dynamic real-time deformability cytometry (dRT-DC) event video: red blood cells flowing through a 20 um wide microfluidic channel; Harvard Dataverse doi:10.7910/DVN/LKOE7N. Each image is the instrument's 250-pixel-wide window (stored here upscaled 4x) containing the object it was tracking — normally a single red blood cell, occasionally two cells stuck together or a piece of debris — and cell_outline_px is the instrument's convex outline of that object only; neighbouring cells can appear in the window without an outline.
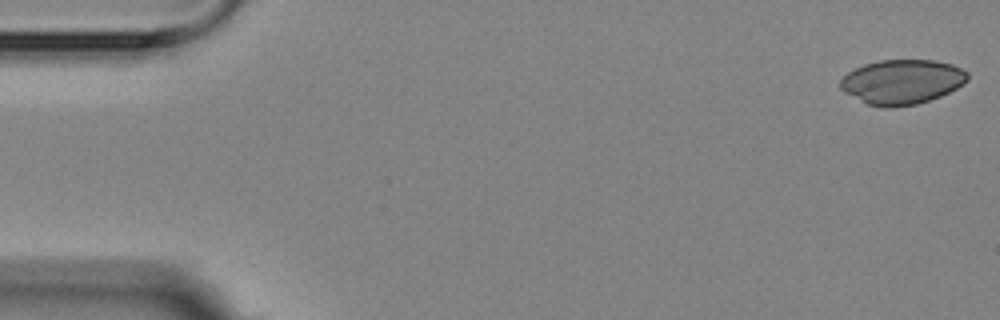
{"species": "Egyptian fruit bat (a non-hibernating species)", "species_latin": "Rousettus aegyptiacus", "temperature_condition": "room temperature", "stored_images_in_passage": 4, "camera_frame_rate_fps": 3000, "um_per_image_px": 0.085, "animal": {"sex": "female"}, "frame": {"image": 1, "passage_image": 1, "time_ms": 0.0, "image_size_px": [1000, 320], "cell_outline_px": [[968, 80], [964, 84], [940, 96], [916, 104], [892, 108], [884, 108], [868, 104], [844, 92], [840, 88], [840, 80], [848, 72], [864, 64], [880, 60], [932, 60], [952, 64], [968, 72]], "centroid_in_image_um": [76.67, 6.96], "position_along_channel_um": 8.3, "area_um2": 33.0}}
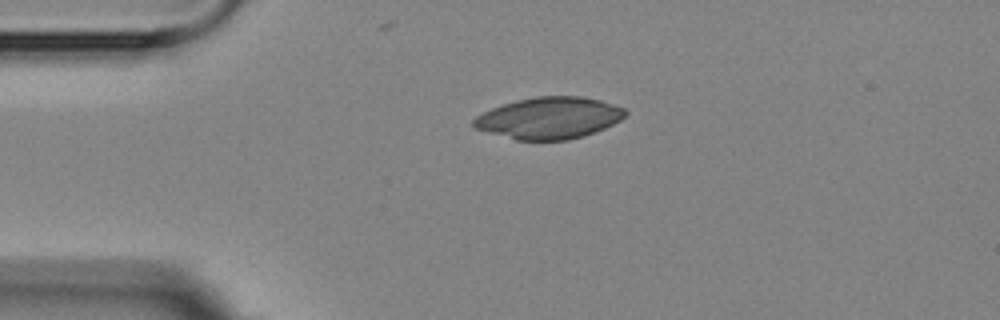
{"frame": {"image": 2, "passage_image": 4, "time_ms": 3.667, "image_size_px": [1000, 320], "cell_outline_px": [[628, 112], [620, 120], [604, 128], [568, 140], [516, 140], [488, 132], [476, 128], [472, 124], [472, 120], [476, 116], [492, 108], [516, 100], [536, 96], [580, 96], [600, 100], [624, 108]], "centroid_in_image_um": [46.66, 10.02], "position_along_channel_um": 38.3, "area_um2": 36.47}}